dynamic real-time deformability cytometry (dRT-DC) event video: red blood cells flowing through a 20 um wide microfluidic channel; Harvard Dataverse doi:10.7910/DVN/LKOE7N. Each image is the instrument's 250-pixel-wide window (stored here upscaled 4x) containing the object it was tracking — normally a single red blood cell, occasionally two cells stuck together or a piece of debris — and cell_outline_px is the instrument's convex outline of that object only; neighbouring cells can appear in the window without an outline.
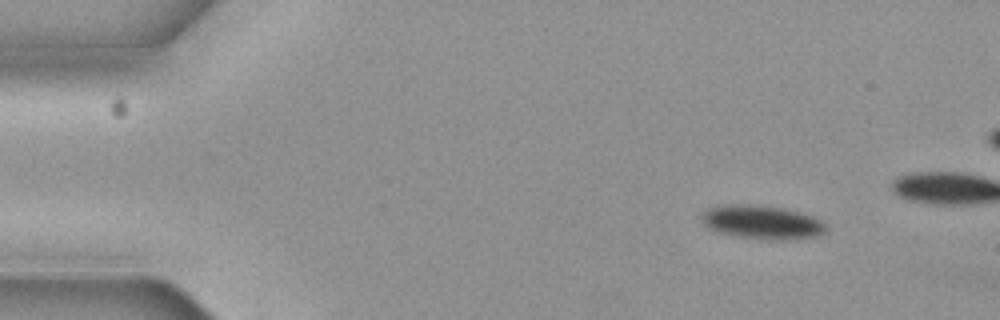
{"species": "common noctule bat (a hibernating species)", "species_latin": "Nyctalus noctula", "temperature_condition": "cold", "stored_images_in_passage": 4, "camera_frame_rate_fps": 3000, "um_per_image_px": 0.085, "animal": {"sex": "female", "body_mass_g": 19.3, "forearm_length_mm": 54.1}, "frame": {"image": 1, "passage_image": 1, "time_ms": 0.0, "image_size_px": [1000, 320], "cell_outline_px": [[824, 232], [812, 236], [772, 240], [768, 240], [740, 236], [716, 232], [708, 228], [700, 220], [700, 212], [716, 204], [760, 204], [784, 208], [800, 212], [812, 216], [820, 220], [824, 224]], "centroid_in_image_um": [64.63, 18.84], "position_along_channel_um": 20.4, "area_um2": 24.51}}